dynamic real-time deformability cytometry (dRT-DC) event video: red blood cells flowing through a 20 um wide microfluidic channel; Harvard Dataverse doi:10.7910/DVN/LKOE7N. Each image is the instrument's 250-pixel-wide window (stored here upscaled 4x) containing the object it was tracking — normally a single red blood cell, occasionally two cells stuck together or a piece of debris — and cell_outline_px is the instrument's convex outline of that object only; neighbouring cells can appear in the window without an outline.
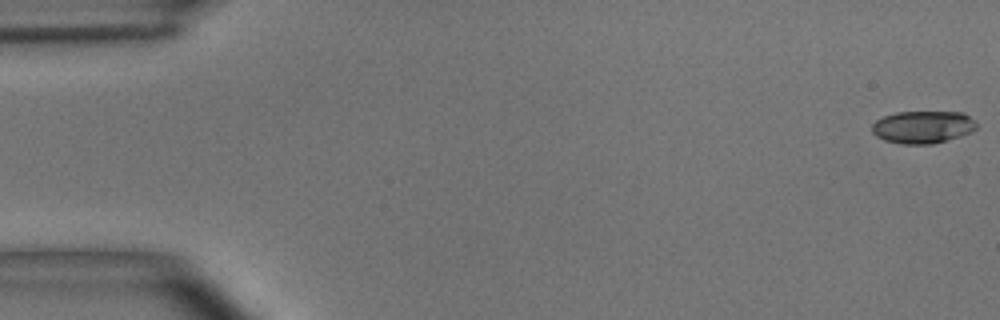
{"species": "common noctule bat (a hibernating species)", "species_latin": "Nyctalus noctula", "temperature_condition": "room temperature", "stored_images_in_passage": 55, "camera_frame_rate_fps": 3000, "um_per_image_px": 0.085, "animal": {"sex": "male", "body_mass_g": 15.6}, "frame": {"image": 1, "passage_image": 1, "time_ms": 0.0, "image_size_px": [1000, 320], "cell_outline_px": [[976, 128], [972, 132], [960, 136], [932, 144], [900, 144], [884, 140], [876, 136], [872, 132], [872, 124], [876, 120], [884, 116], [896, 112], [964, 112], [976, 120]], "centroid_in_image_um": [78.45, 10.79], "position_along_channel_um": 6.6, "area_um2": 19.94}}
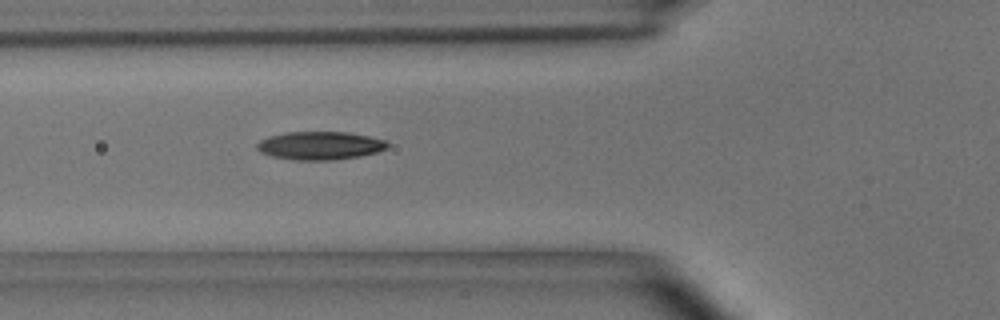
{"frame": {"image": 2, "passage_image": 20, "time_ms": 6.333, "image_size_px": [1000, 320], "cell_outline_px": [[388, 148], [376, 152], [360, 156], [332, 160], [292, 160], [272, 156], [260, 152], [256, 148], [256, 144], [260, 140], [268, 136], [284, 132], [348, 132], [368, 136], [384, 140], [388, 144]], "centroid_in_image_um": [27.16, 12.37], "position_along_channel_um": 98.6, "area_um2": 21.5}}
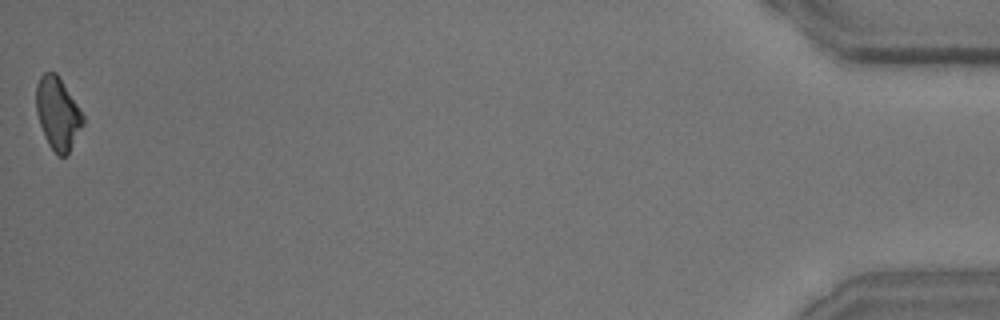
{"frame": {"image": 3, "passage_image": 55, "time_ms": 18.0, "image_size_px": [1000, 320], "cell_outline_px": [[84, 124], [68, 152], [64, 156], [60, 156], [48, 144], [44, 136], [36, 112], [36, 84], [40, 76], [44, 72], [56, 72], [84, 116]], "centroid_in_image_um": [4.89, 9.62], "position_along_channel_um": 430.3, "area_um2": 19.42}, "authors_computed_cell_mechanics": {"area_um2": 20.5768, "velocity_mm_per_s": 3.6432, "shape_relaxation_time_tau1_ms": 3.3875, "shape_relaxation_time_tau2_ms": 5.0675, "deformation_change_tau1": 0.1456, "deformation_change_tau2": 0.1336}}